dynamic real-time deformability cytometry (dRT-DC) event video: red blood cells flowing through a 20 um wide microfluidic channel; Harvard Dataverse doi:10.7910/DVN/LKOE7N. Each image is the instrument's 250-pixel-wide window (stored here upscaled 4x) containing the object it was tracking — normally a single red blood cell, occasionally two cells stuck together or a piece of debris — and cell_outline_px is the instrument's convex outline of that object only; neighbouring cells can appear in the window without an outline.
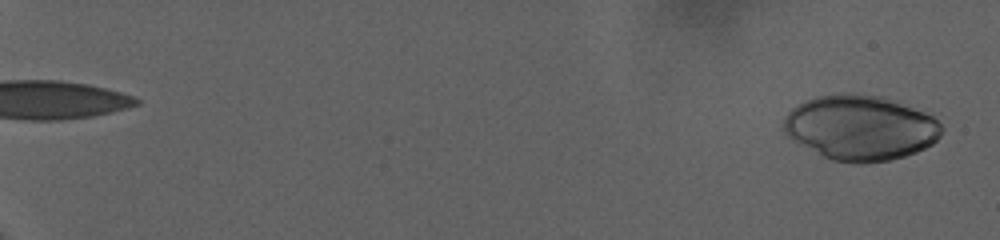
{"species": "human", "species_latin": "Homo sapiens", "temperature_condition": "warm", "stored_images_in_passage": 75, "camera_frame_rate_fps": 3000, "um_per_image_px": 0.085, "donor": {"sex": "female"}, "frame": {"image": 1, "passage_image": 2, "time_ms": 0.333, "image_size_px": [1000, 240], "cell_outline_px": [[944, 132], [932, 144], [916, 152], [904, 156], [888, 160], [864, 164], [856, 164], [832, 160], [820, 156], [788, 136], [784, 132], [784, 116], [792, 108], [804, 100], [816, 96], [844, 92], [848, 92], [880, 96], [924, 112], [932, 116], [944, 128]], "centroid_in_image_um": [73.11, 10.86], "position_along_channel_um": 11.9, "area_um2": 60.05}}
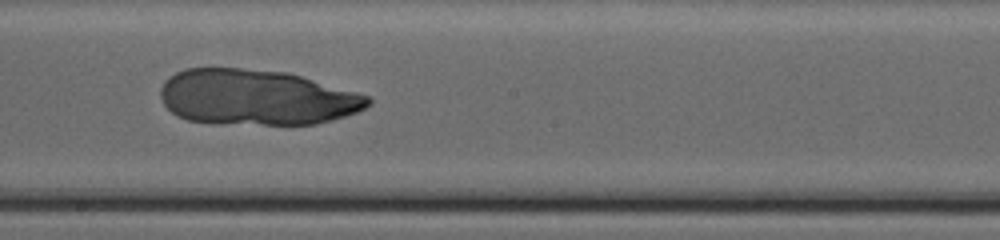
{"frame": {"image": 2, "passage_image": 53, "time_ms": 17.333, "image_size_px": [1000, 240], "cell_outline_px": [[372, 104], [356, 112], [332, 120], [316, 124], [212, 124], [188, 120], [176, 116], [164, 104], [160, 96], [160, 88], [164, 80], [168, 76], [184, 68], [240, 68], [288, 72], [356, 92], [368, 96], [372, 100]], "centroid_in_image_um": [21.75, 8.28], "position_along_channel_um": 226.4, "area_um2": 67.63}}
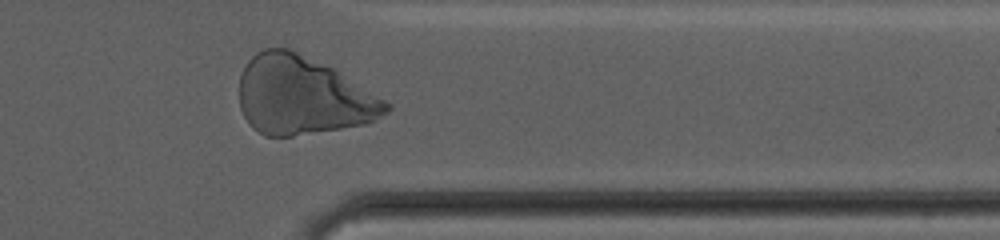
{"frame": {"image": 3, "passage_image": 71, "time_ms": 23.333, "image_size_px": [1000, 240], "cell_outline_px": [[392, 108], [388, 112], [376, 120], [364, 124], [292, 136], [264, 136], [252, 128], [248, 124], [240, 108], [240, 76], [248, 60], [256, 52], [264, 48], [288, 48], [336, 68], [392, 104]], "centroid_in_image_um": [25.74, 8.12], "position_along_channel_um": 385.7, "area_um2": 67.45}}